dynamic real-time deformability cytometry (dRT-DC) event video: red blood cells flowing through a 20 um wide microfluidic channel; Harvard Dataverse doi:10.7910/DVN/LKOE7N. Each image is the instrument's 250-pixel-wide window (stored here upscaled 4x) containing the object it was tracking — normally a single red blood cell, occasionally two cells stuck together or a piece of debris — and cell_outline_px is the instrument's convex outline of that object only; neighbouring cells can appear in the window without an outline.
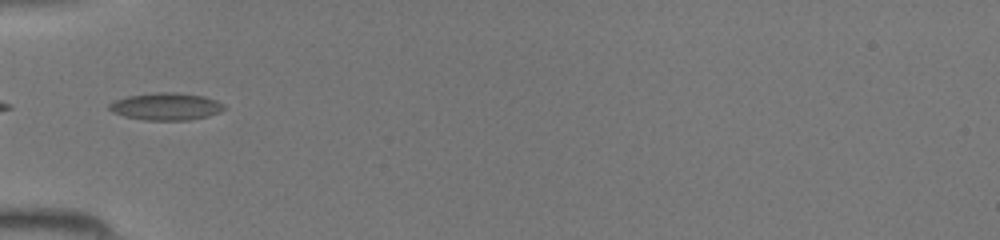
{"species": "common noctule bat (a hibernating species)", "species_latin": "Nyctalus noctula", "temperature_condition": "room temperature", "stored_images_in_passage": 30, "camera_frame_rate_fps": 3000, "um_per_image_px": 0.085, "animal": {"sex": "female", "body_mass_g": 19.5, "forearm_length_mm": 54.1}, "frame": {"image": 1, "passage_image": 1, "time_ms": 0.0, "image_size_px": [1000, 240], "cell_outline_px": [[228, 108], [220, 112], [208, 116], [188, 120], [144, 120], [124, 116], [112, 112], [108, 108], [108, 104], [116, 100], [128, 96], [156, 92], [176, 92], [204, 96], [216, 100], [224, 104]], "centroid_in_image_um": [14.14, 9.05], "position_along_channel_um": 70.9, "area_um2": 18.38}}
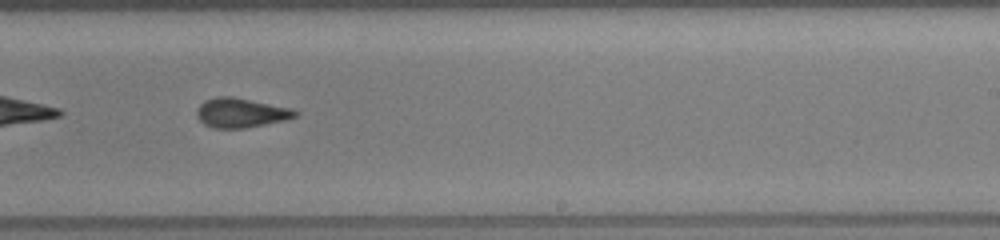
{"frame": {"image": 2, "passage_image": 14, "time_ms": 4.333, "image_size_px": [1000, 240], "cell_outline_px": [[300, 112], [296, 116], [284, 120], [244, 128], [212, 128], [204, 124], [196, 116], [196, 108], [204, 100], [216, 96], [232, 96], [292, 108]], "centroid_in_image_um": [20.44, 9.57], "position_along_channel_um": 268.6, "area_um2": 16.99}}
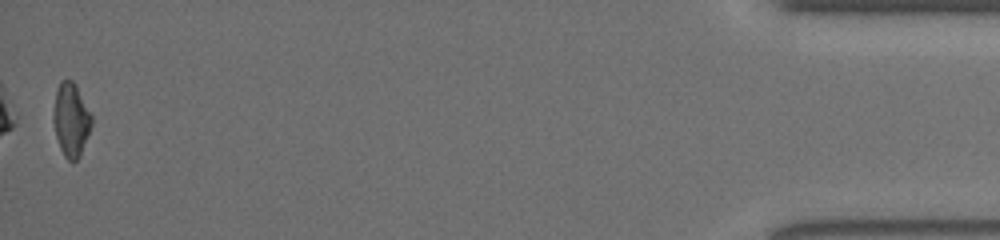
{"frame": {"image": 3, "passage_image": 30, "time_ms": 9.667, "image_size_px": [1000, 240], "cell_outline_px": [[92, 124], [80, 156], [72, 164], [64, 156], [60, 148], [56, 136], [52, 120], [52, 116], [56, 92], [60, 80], [72, 80], [76, 84], [92, 116]], "centroid_in_image_um": [6.03, 10.19], "position_along_channel_um": 429.2, "area_um2": 16.47}}